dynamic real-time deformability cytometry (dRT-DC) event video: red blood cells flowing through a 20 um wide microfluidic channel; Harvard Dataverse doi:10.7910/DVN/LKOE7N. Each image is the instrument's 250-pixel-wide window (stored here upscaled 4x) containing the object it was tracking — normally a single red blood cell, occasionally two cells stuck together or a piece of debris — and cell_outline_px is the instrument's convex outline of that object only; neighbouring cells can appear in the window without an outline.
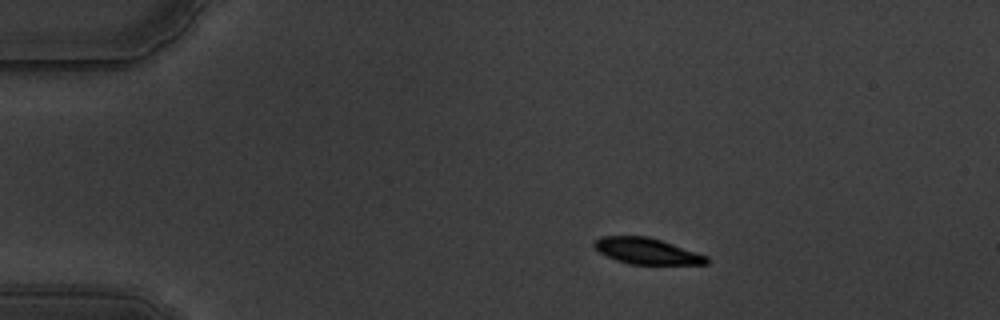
{"species": "common noctule bat (a hibernating species)", "species_latin": "Nyctalus noctula", "temperature_condition": "warm", "stored_images_in_passage": 49, "camera_frame_rate_fps": 3000, "um_per_image_px": 0.085, "animal": {"sex": "male", "body_mass_g": 19.5, "forearm_length_mm": 54.6}, "frame": {"image": 1, "passage_image": 1, "time_ms": 0.0, "image_size_px": [1000, 320], "cell_outline_px": [[708, 264], [628, 264], [616, 260], [600, 252], [592, 244], [600, 236], [648, 236], [708, 256]], "centroid_in_image_um": [54.97, 21.34], "position_along_channel_um": 30.0, "area_um2": 16.88}}
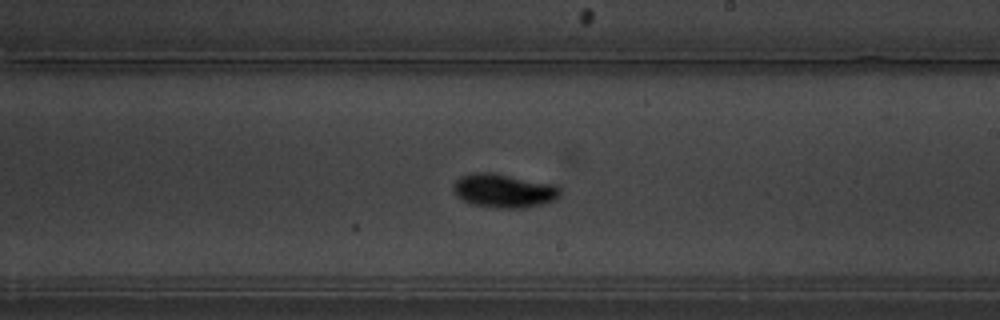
{"frame": {"image": 2, "passage_image": 25, "time_ms": 8.0, "image_size_px": [1000, 320], "cell_outline_px": [[560, 196], [556, 200], [544, 204], [520, 208], [496, 208], [472, 204], [456, 196], [452, 188], [452, 184], [460, 176], [472, 172], [496, 172], [560, 184]], "centroid_in_image_um": [42.87, 16.18], "position_along_channel_um": 246.1, "area_um2": 21.79}}
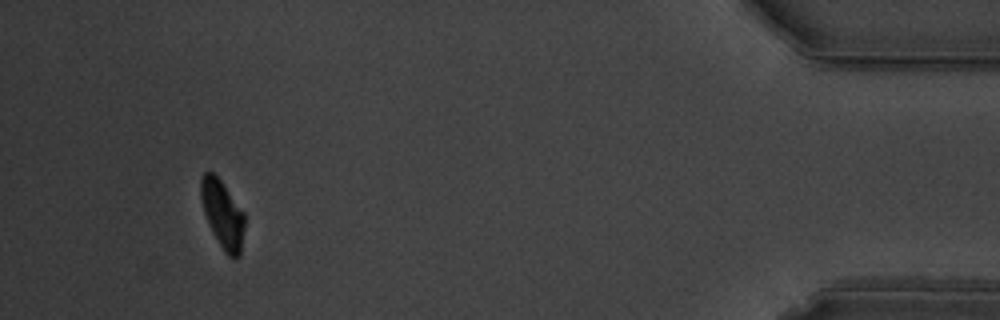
{"frame": {"image": 3, "passage_image": 45, "time_ms": 14.667, "image_size_px": [1000, 320], "cell_outline_px": [[244, 228], [240, 256], [236, 260], [232, 260], [224, 252], [212, 232], [208, 224], [204, 212], [200, 196], [200, 176], [204, 172], [212, 172], [220, 180], [244, 212]], "centroid_in_image_um": [18.91, 18.24], "position_along_channel_um": 416.3, "area_um2": 17.4}, "authors_computed_cell_mechanics": {"area_um2": 18.9584, "velocity_mm_per_s": 3.488, "shape_relaxation_time_tau1_ms": 2.0038, "shape_relaxation_time_tau2_ms": 3.2216, "deformation_change_tau1": 0.1063, "deformation_change_tau2": 0.0413}}